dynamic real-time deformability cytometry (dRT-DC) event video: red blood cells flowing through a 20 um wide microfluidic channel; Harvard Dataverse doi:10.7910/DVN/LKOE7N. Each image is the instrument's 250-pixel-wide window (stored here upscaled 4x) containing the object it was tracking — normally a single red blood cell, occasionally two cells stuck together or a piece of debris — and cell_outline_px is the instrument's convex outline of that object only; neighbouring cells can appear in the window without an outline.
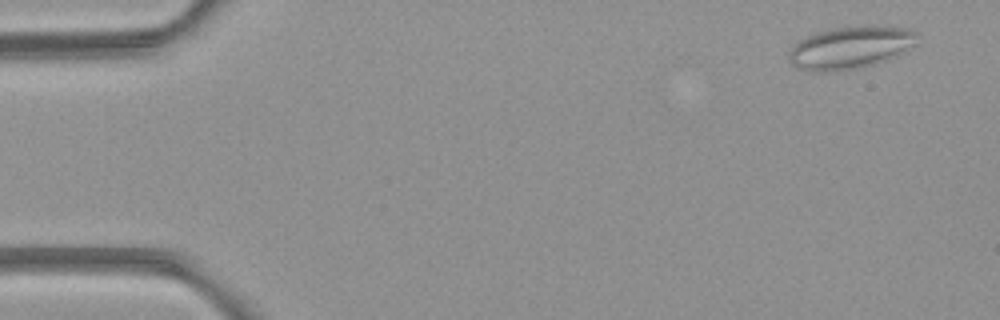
{"species": "common noctule bat (a hibernating species)", "species_latin": "Nyctalus noctula", "temperature_condition": "room temperature", "stored_images_in_passage": 8, "camera_frame_rate_fps": 3000, "um_per_image_px": 0.085, "animal": {"sex": "female", "body_mass_g": 21.9}, "frame": {"image": 1, "passage_image": 1, "time_ms": 0.0, "image_size_px": [1000, 320], "cell_outline_px": [[916, 44], [896, 56], [888, 60], [876, 64], [860, 68], [832, 72], [812, 72], [800, 68], [792, 64], [788, 60], [788, 52], [796, 40], [812, 32], [832, 28], [864, 24], [876, 24], [908, 28], [916, 32]], "centroid_in_image_um": [72.25, 4.02], "position_along_channel_um": 12.7, "area_um2": 32.83}}
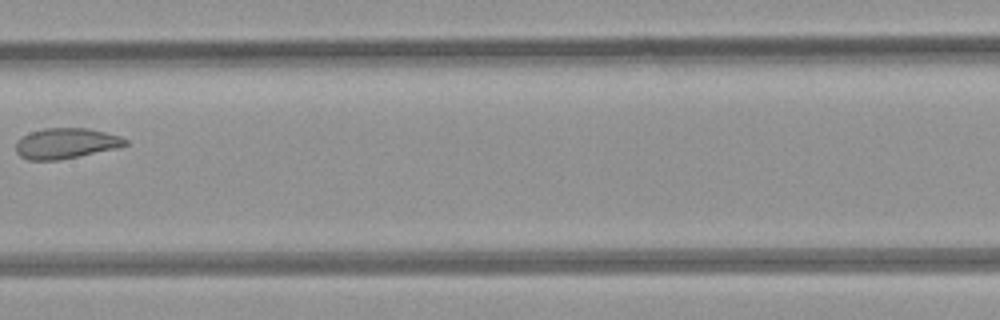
{"frame": {"image": 2, "passage_image": 7, "time_ms": 7.667, "image_size_px": [1000, 320], "cell_outline_px": [[128, 144], [116, 148], [56, 160], [28, 160], [20, 156], [16, 152], [16, 140], [32, 132], [44, 128], [88, 128], [120, 136], [128, 140]], "centroid_in_image_um": [5.58, 12.18], "position_along_channel_um": 201.8, "area_um2": 19.19}}
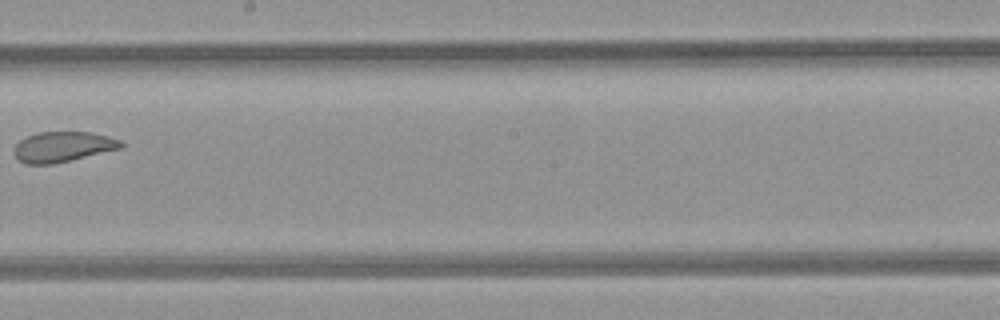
{"frame": {"image": 3, "passage_image": 8, "time_ms": 8.667, "image_size_px": [1000, 320], "cell_outline_px": [[124, 148], [52, 164], [24, 164], [12, 152], [12, 148], [20, 140], [36, 132], [92, 132], [108, 136], [120, 140], [124, 144]], "centroid_in_image_um": [5.34, 12.47], "position_along_channel_um": 242.9, "area_um2": 19.02}}